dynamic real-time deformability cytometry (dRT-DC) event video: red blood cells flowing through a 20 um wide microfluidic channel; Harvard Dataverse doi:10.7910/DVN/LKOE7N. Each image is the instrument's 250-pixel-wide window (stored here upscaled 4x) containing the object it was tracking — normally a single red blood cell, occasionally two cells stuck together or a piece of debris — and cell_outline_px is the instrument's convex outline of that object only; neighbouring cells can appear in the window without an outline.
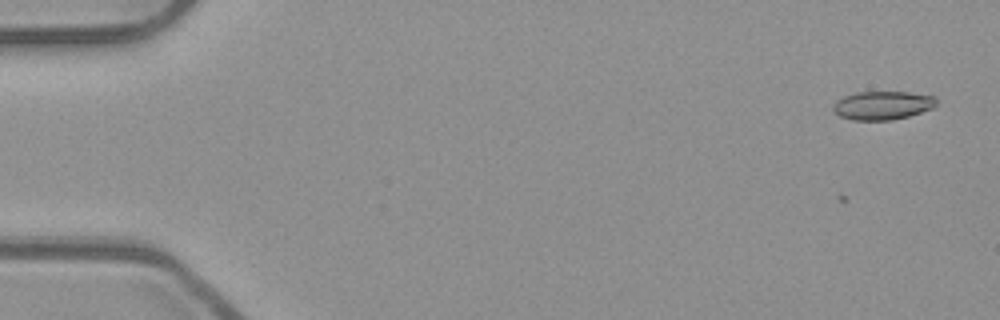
{"species": "common noctule bat (a hibernating species)", "species_latin": "Nyctalus noctula", "temperature_condition": "room temperature", "stored_images_in_passage": 2, "camera_frame_rate_fps": 3000, "um_per_image_px": 0.085, "animal": {"sex": "male", "body_mass_g": 23.1, "forearm_length_mm": 52.7}, "frame": {"image": 1, "passage_image": 2, "time_ms": 0.333, "image_size_px": [1000, 320], "cell_outline_px": [[936, 104], [932, 108], [908, 116], [892, 120], [852, 120], [840, 116], [832, 112], [832, 104], [836, 100], [844, 96], [856, 92], [908, 92], [936, 96]], "centroid_in_image_um": [74.97, 8.95], "position_along_channel_um": 10.0, "area_um2": 17.28}}